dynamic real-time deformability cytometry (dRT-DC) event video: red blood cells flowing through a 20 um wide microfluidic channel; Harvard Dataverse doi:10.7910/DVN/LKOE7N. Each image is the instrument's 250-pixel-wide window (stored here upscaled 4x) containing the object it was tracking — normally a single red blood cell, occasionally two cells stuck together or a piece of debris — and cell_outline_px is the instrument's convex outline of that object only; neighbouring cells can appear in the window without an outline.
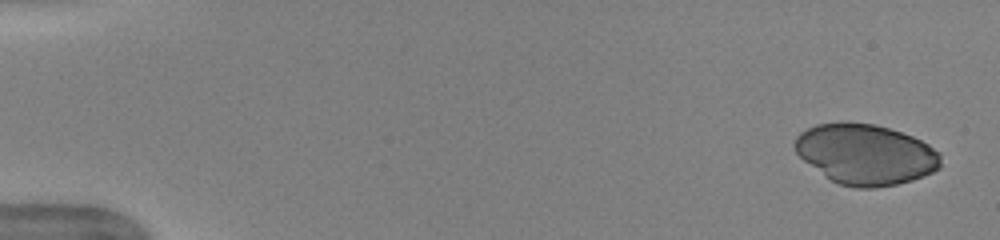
{"species": "human", "species_latin": "Homo sapiens", "temperature_condition": "warm", "stored_images_in_passage": 49, "camera_frame_rate_fps": 3000, "um_per_image_px": 0.085, "donor": {"sex": "female"}, "frame": {"image": 1, "passage_image": 1, "time_ms": 0.0, "image_size_px": [1000, 240], "cell_outline_px": [[940, 168], [924, 176], [912, 180], [896, 184], [872, 188], [856, 188], [840, 184], [832, 180], [804, 160], [796, 152], [792, 144], [796, 136], [800, 132], [816, 124], [876, 124], [912, 136], [928, 144], [940, 156]], "centroid_in_image_um": [73.57, 13.13], "position_along_channel_um": 11.4, "area_um2": 50.58}}
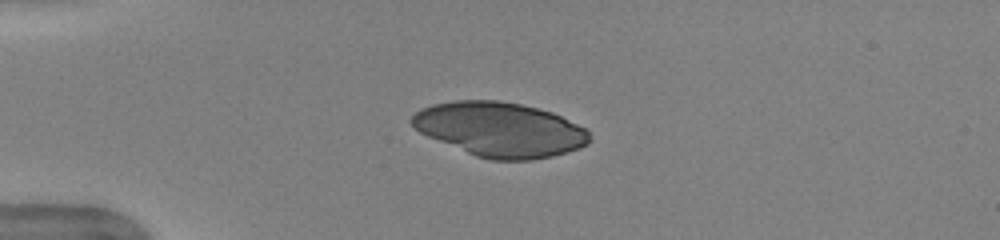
{"frame": {"image": 2, "passage_image": 12, "time_ms": 3.667, "image_size_px": [1000, 240], "cell_outline_px": [[592, 140], [588, 144], [580, 148], [552, 156], [532, 160], [488, 160], [476, 156], [428, 136], [420, 132], [408, 120], [420, 108], [432, 104], [456, 100], [496, 100], [520, 104], [552, 112], [584, 128], [588, 132]], "centroid_in_image_um": [42.49, 11.01], "position_along_channel_um": 42.5, "area_um2": 56.24}}